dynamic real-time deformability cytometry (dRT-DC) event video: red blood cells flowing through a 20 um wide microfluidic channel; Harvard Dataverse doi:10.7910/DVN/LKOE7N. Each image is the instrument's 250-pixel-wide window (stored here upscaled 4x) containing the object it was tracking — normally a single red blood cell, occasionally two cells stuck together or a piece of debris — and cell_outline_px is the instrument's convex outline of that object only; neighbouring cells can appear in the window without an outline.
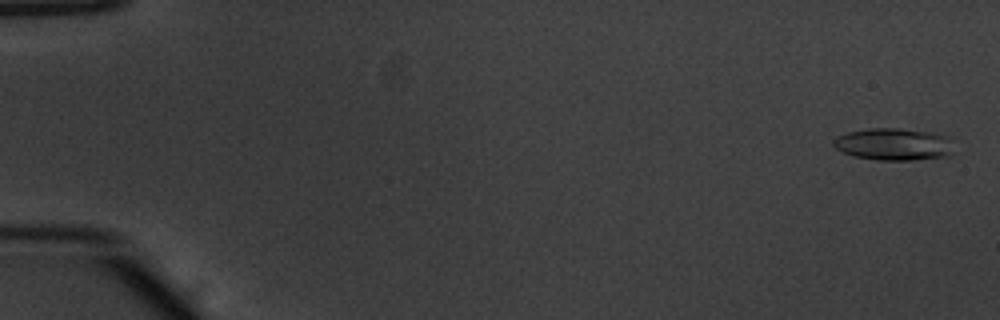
{"species": "common noctule bat (a hibernating species)", "species_latin": "Nyctalus noctula", "temperature_condition": "warm", "stored_images_in_passage": 54, "camera_frame_rate_fps": 3000, "um_per_image_px": 0.085, "animal": {"sex": "male", "body_mass_g": 20.1, "forearm_length_mm": 53.5}, "frame": {"image": 1, "passage_image": 2, "time_ms": 0.333, "image_size_px": [1000, 320], "cell_outline_px": [[952, 152], [948, 156], [912, 160], [876, 160], [856, 156], [844, 152], [836, 148], [832, 144], [832, 140], [836, 136], [848, 132], [868, 128], [900, 128], [932, 132], [948, 136]], "centroid_in_image_um": [75.94, 12.25], "position_along_channel_um": 9.1, "area_um2": 22.54}}
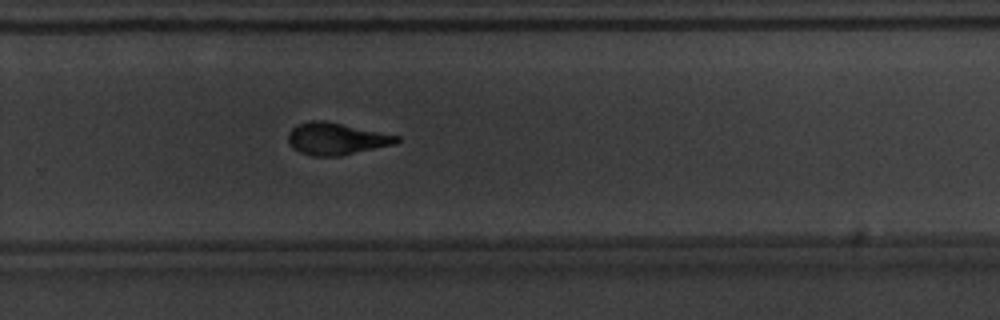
{"frame": {"image": 2, "passage_image": 37, "time_ms": 12.0, "image_size_px": [1000, 320], "cell_outline_px": [[400, 140], [396, 144], [340, 156], [312, 156], [300, 152], [292, 148], [288, 140], [288, 132], [296, 124], [308, 120], [324, 120], [400, 136]], "centroid_in_image_um": [28.56, 11.79], "position_along_channel_um": 301.2, "area_um2": 20.4}}
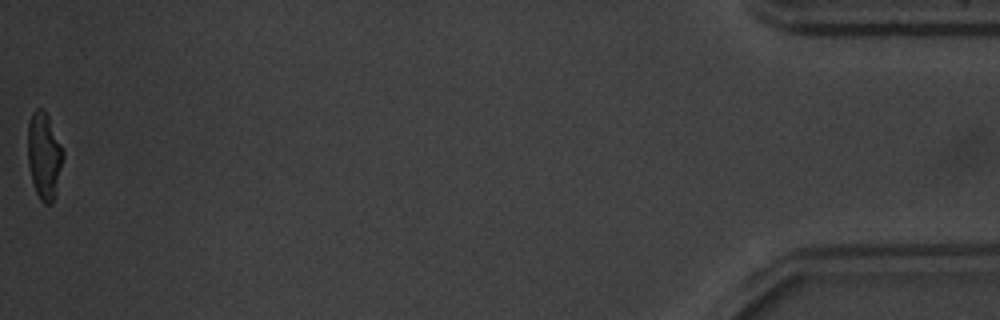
{"frame": {"image": 3, "passage_image": 54, "time_ms": 17.667, "image_size_px": [1000, 320], "cell_outline_px": [[64, 156], [52, 204], [44, 204], [40, 200], [36, 192], [32, 180], [28, 164], [28, 124], [32, 112], [36, 108], [44, 108], [64, 148]], "centroid_in_image_um": [3.75, 13.2], "position_along_channel_um": 431.4, "area_um2": 17.92}, "authors_computed_cell_mechanics": {"area_um2": 20.4034, "velocity_mm_per_s": 3.87, "shape_relaxation_time_tau1_ms": 3.7088, "shape_relaxation_time_tau2_ms": 2.1317, "deformation_change_tau1": 0.1887, "deformation_change_tau2": 0.1008}}